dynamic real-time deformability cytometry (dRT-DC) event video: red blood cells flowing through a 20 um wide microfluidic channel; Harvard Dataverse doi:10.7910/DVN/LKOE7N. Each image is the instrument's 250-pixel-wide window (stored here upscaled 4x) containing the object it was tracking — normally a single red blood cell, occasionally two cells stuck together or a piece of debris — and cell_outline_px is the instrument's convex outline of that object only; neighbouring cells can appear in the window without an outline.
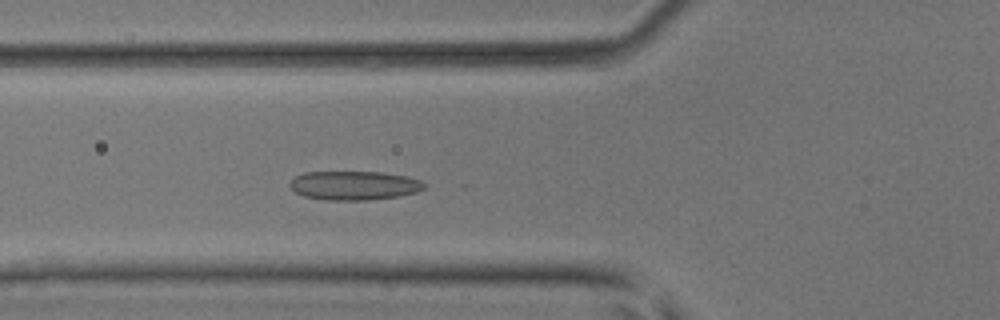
{"species": "common noctule bat (a hibernating species)", "species_latin": "Nyctalus noctula", "temperature_condition": "room temperature", "stored_images_in_passage": 48, "camera_frame_rate_fps": 3000, "um_per_image_px": 0.085, "animal": {"sex": "male", "body_mass_g": 17.9, "forearm_length_mm": 54.2}, "frame": {"image": 1, "passage_image": 16, "time_ms": 5.0, "image_size_px": [1000, 320], "cell_outline_px": [[428, 184], [424, 188], [416, 192], [400, 196], [368, 200], [328, 200], [304, 196], [296, 192], [288, 184], [296, 176], [304, 172], [380, 172], [408, 176], [420, 180]], "centroid_in_image_um": [30.14, 15.76], "position_along_channel_um": 95.7, "area_um2": 22.72}}
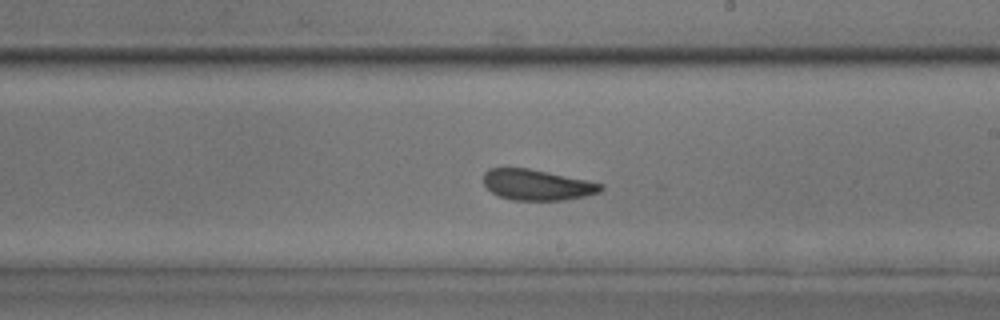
{"frame": {"image": 2, "passage_image": 27, "time_ms": 8.667, "image_size_px": [1000, 320], "cell_outline_px": [[604, 188], [600, 192], [584, 196], [564, 200], [512, 200], [500, 196], [492, 192], [484, 184], [484, 172], [488, 168], [528, 168], [604, 184]], "centroid_in_image_um": [45.64, 15.71], "position_along_channel_um": 243.4, "area_um2": 20.81}}
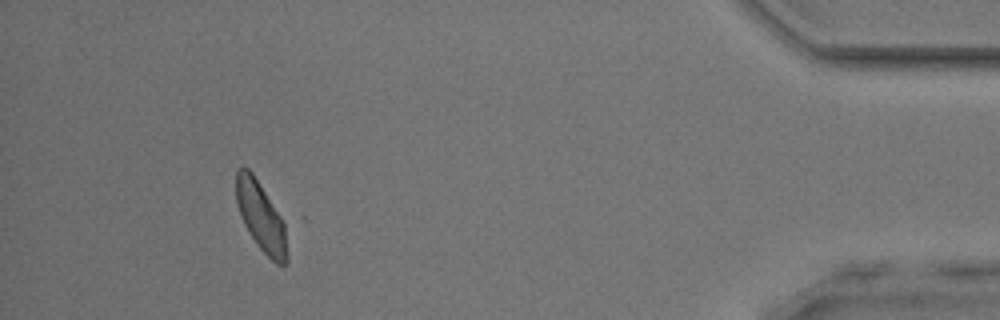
{"frame": {"image": 3, "passage_image": 44, "time_ms": 14.333, "image_size_px": [1000, 320], "cell_outline_px": [[292, 220], [288, 260], [284, 264], [276, 264], [260, 248], [244, 224], [240, 216], [236, 200], [236, 172], [240, 168], [248, 168], [252, 172]], "centroid_in_image_um": [22.38, 18.42], "position_along_channel_um": 412.8, "area_um2": 22.83}, "authors_computed_cell_mechanics": {"area_um2": 21.675, "velocity_mm_per_s": 4.04, "shape_relaxation_time_tau1_ms": 4.3539, "shape_relaxation_time_tau2_ms": 1.8009, "deformation_change_tau1": 0.0997, "deformation_change_tau2": 0.0849}}